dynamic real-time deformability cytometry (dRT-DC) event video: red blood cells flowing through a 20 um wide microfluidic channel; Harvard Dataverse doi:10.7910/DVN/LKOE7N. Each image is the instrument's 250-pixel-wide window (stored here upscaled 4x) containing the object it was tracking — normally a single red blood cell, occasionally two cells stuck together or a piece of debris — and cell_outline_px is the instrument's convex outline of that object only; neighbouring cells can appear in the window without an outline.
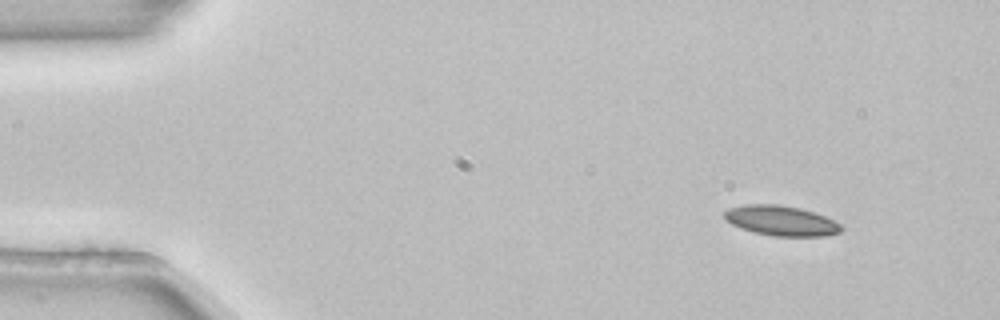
{"species": "common noctule bat (a hibernating species)", "species_latin": "Nyctalus noctula", "temperature_condition": "room temperature", "stored_images_in_passage": 8, "camera_frame_rate_fps": 3000, "um_per_image_px": 0.085, "animal": {"sex": "female", "body_mass_g": 22.7, "forearm_length_mm": 54.2}, "frame": {"image": 1, "passage_image": 1, "time_ms": 0.0, "image_size_px": [1000, 320], "cell_outline_px": [[844, 228], [840, 232], [824, 236], [776, 236], [756, 232], [740, 228], [724, 220], [724, 212], [728, 208], [744, 204], [776, 204], [800, 208], [824, 216], [840, 224]], "centroid_in_image_um": [66.36, 18.75], "position_along_channel_um": 18.6, "area_um2": 20.35}}
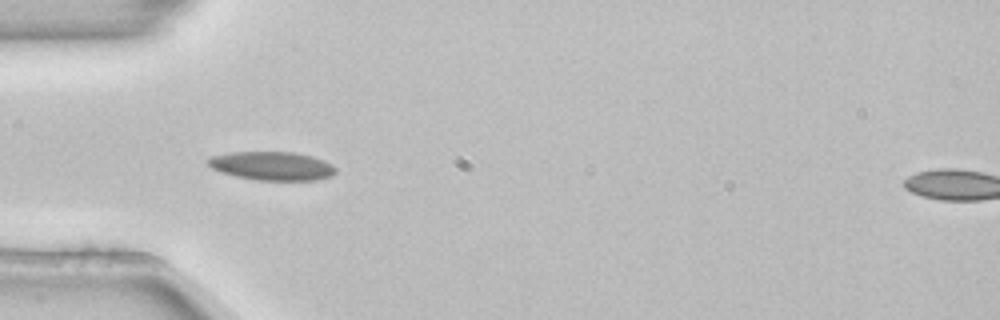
{"frame": {"image": 2, "passage_image": 4, "time_ms": 1.0, "image_size_px": [1000, 320], "cell_outline_px": [[336, 172], [332, 176], [316, 180], [256, 180], [236, 176], [220, 172], [212, 168], [208, 164], [208, 160], [212, 156], [228, 152], [292, 152], [312, 156], [324, 160], [332, 164], [336, 168]], "centroid_in_image_um": [23.14, 14.1], "position_along_channel_um": 61.9, "area_um2": 21.33}}